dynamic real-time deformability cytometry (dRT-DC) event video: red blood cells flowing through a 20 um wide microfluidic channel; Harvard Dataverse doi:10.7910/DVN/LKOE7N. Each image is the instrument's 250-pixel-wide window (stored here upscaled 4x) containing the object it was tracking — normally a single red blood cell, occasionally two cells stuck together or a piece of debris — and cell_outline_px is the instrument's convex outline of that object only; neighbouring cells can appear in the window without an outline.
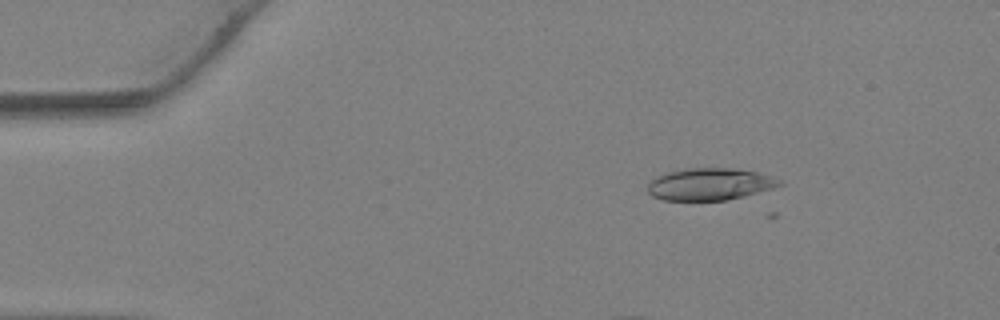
{"species": "Egyptian fruit bat (a non-hibernating species)", "species_latin": "Rousettus aegyptiacus", "temperature_condition": "warm", "stored_images_in_passage": 14, "camera_frame_rate_fps": 3000, "um_per_image_px": 0.085, "animal": {"sex": "female"}, "frame": {"image": 1, "passage_image": 7, "time_ms": 2.0, "image_size_px": [1000, 320], "cell_outline_px": [[784, 184], [772, 188], [744, 196], [728, 200], [664, 200], [652, 196], [648, 192], [648, 184], [652, 180], [668, 172], [688, 168], [728, 168], [756, 172], [780, 180]], "centroid_in_image_um": [60.32, 15.66], "position_along_channel_um": 24.7, "area_um2": 24.22}}